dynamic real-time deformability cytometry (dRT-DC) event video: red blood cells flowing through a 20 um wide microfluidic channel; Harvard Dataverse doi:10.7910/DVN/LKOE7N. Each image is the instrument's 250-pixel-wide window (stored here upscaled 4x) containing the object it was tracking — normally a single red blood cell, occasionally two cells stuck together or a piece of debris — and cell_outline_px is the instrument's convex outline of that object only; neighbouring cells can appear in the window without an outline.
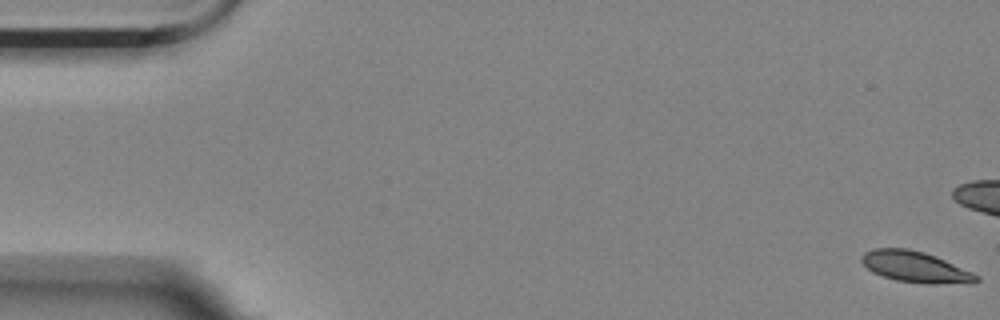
{"species": "Egyptian fruit bat (a non-hibernating species)", "species_latin": "Rousettus aegyptiacus", "temperature_condition": "room temperature", "stored_images_in_passage": 11, "camera_frame_rate_fps": 3000, "um_per_image_px": 0.085, "animal": {"sex": "female"}, "frame": {"image": 1, "passage_image": 1, "time_ms": 0.0, "image_size_px": [1000, 320], "cell_outline_px": [[980, 280], [976, 284], [924, 284], [896, 280], [872, 272], [860, 260], [860, 256], [864, 252], [876, 248], [908, 248], [924, 252], [936, 256], [972, 272], [980, 276]], "centroid_in_image_um": [77.86, 22.7], "position_along_channel_um": 7.1, "area_um2": 21.04}}